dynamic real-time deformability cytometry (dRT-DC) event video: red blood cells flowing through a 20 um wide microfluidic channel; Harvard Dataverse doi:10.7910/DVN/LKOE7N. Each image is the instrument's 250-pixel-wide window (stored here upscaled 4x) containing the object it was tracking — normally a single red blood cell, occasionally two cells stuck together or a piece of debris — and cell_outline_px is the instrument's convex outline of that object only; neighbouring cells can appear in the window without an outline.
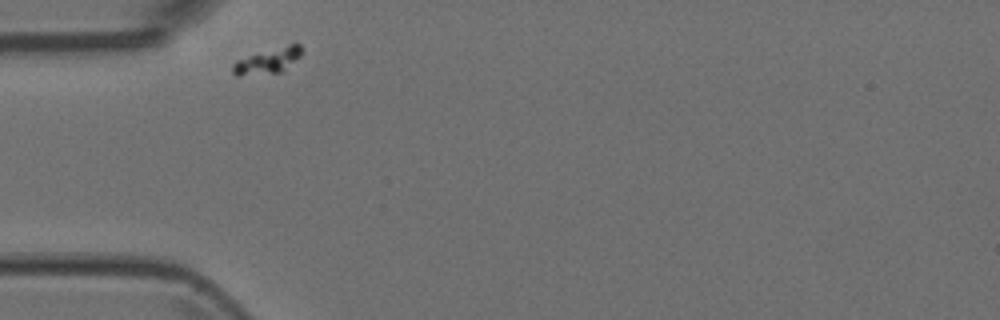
{"species": "Egyptian fruit bat (a non-hibernating species)", "species_latin": "Rousettus aegyptiacus", "temperature_condition": "room temperature", "stored_images_in_passage": 3, "camera_frame_rate_fps": 3000, "um_per_image_px": 0.085, "animal": {"sex": "female"}, "frame": {"image": 1, "passage_image": 1, "time_ms": 0.0, "image_size_px": [1000, 320], "cell_outline_px": [[300, 56], [284, 72], [240, 76], [236, 76], [232, 72], [232, 64], [236, 60], [248, 56], [288, 44], [300, 44]], "centroid_in_image_um": [22.74, 5.2], "position_along_channel_um": 62.3, "area_um2": 10.17}}